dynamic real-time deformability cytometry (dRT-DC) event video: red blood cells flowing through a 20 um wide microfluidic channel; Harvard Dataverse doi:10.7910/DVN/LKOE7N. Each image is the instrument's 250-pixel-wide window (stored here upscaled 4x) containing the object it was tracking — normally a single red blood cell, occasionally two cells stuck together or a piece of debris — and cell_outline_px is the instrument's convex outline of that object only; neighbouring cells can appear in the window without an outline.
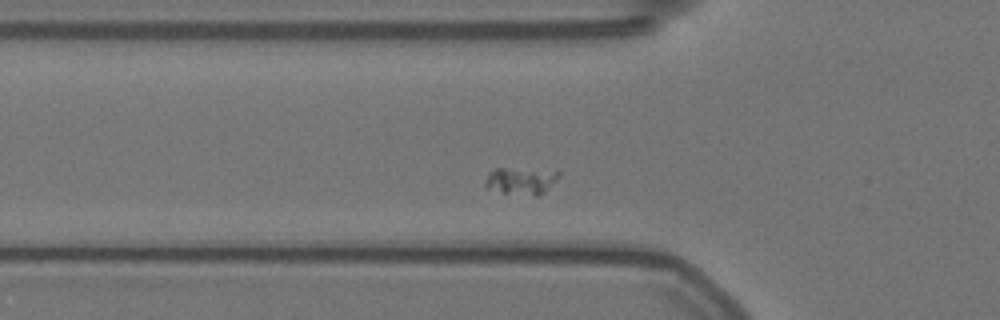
{"species": "Egyptian fruit bat (a non-hibernating species)", "species_latin": "Rousettus aegyptiacus", "temperature_condition": "warm", "stored_images_in_passage": 47, "camera_frame_rate_fps": 3000, "um_per_image_px": 0.085, "animal": {"sex": "female"}, "frame": {"image": 1, "passage_image": 8, "time_ms": 2.333, "image_size_px": [1000, 320], "cell_outline_px": [[560, 176], [544, 192], [536, 196], [504, 192], [484, 188], [484, 180], [488, 172], [496, 168], [504, 168], [560, 172]], "centroid_in_image_um": [44.21, 15.38], "position_along_channel_um": 81.6, "area_um2": 11.39}}
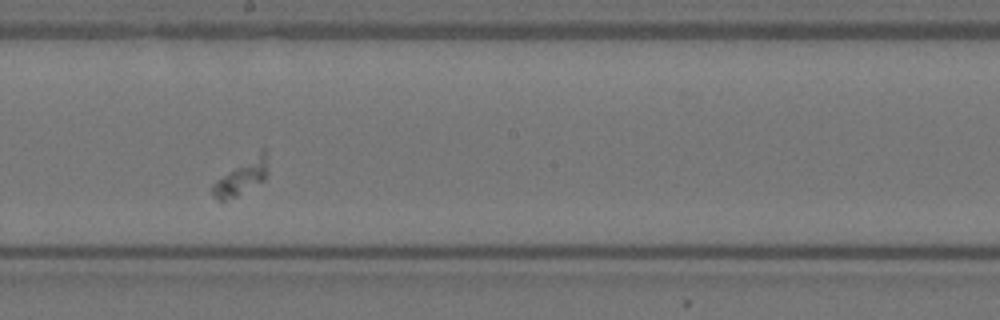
{"frame": {"image": 2, "passage_image": 21, "time_ms": 6.667, "image_size_px": [1000, 320], "cell_outline_px": [[268, 172], [264, 180], [236, 196], [224, 200], [216, 200], [212, 196], [212, 184], [216, 180], [260, 148], [264, 148]], "centroid_in_image_um": [20.53, 15.03], "position_along_channel_um": 227.7, "area_um2": 11.27}}
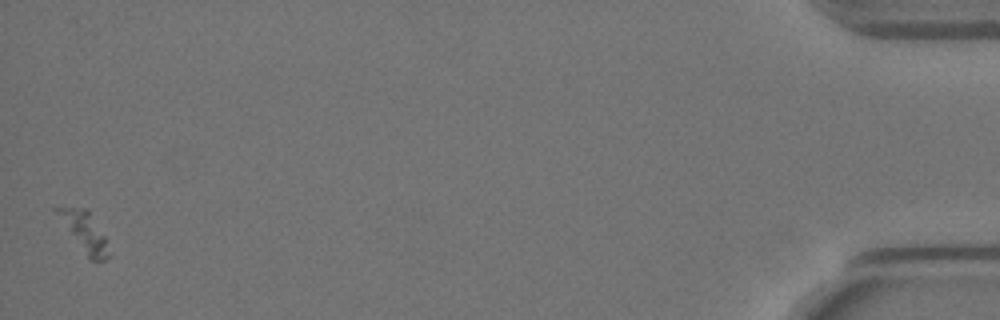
{"frame": {"image": 3, "passage_image": 47, "time_ms": 15.333, "image_size_px": [1000, 320], "cell_outline_px": [[112, 256], [104, 260], [92, 260], [88, 256], [52, 208], [88, 208], [104, 236]], "centroid_in_image_um": [7.24, 19.7], "position_along_channel_um": 428.0, "area_um2": 11.27}}